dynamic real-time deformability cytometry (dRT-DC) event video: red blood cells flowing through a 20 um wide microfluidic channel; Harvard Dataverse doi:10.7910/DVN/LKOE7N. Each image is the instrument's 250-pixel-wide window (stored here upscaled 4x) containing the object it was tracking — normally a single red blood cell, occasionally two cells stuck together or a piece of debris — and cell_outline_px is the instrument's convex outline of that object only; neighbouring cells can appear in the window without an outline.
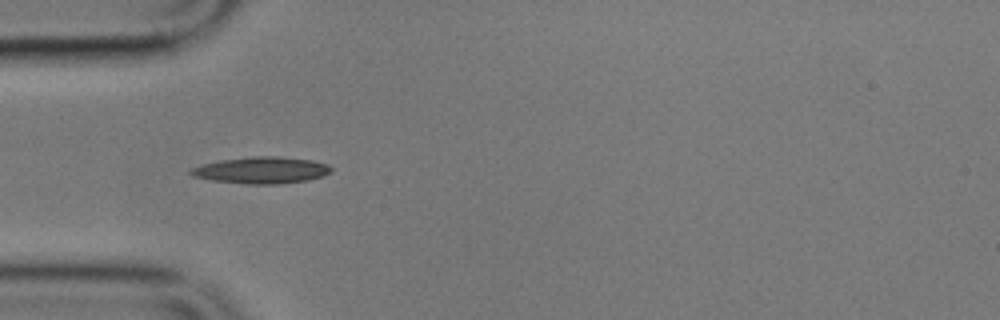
{"species": "common noctule bat (a hibernating species)", "species_latin": "Nyctalus noctula", "temperature_condition": "cold", "stored_images_in_passage": 3, "camera_frame_rate_fps": 3000, "um_per_image_px": 0.085, "animal": {"sex": "male", "body_mass_g": 17.9}, "frame": {"image": 1, "passage_image": 2, "time_ms": 1.333, "image_size_px": [1000, 320], "cell_outline_px": [[332, 172], [324, 176], [308, 180], [276, 184], [248, 184], [212, 180], [192, 176], [188, 172], [192, 168], [204, 164], [220, 160], [252, 156], [280, 156], [312, 160], [328, 164], [332, 168]], "centroid_in_image_um": [22.26, 14.46], "position_along_channel_um": 62.7, "area_um2": 21.85}}
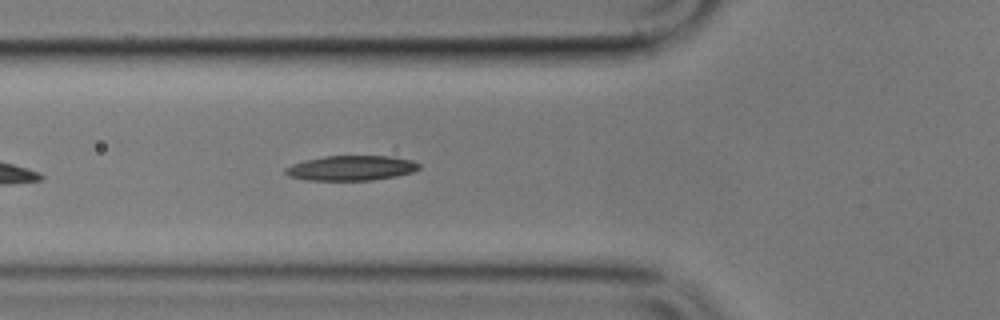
{"frame": {"image": 2, "passage_image": 3, "time_ms": 2.333, "image_size_px": [1000, 320], "cell_outline_px": [[420, 168], [412, 172], [396, 176], [372, 180], [308, 180], [288, 176], [284, 172], [284, 168], [292, 164], [304, 160], [324, 156], [388, 156], [412, 160], [420, 164]], "centroid_in_image_um": [29.83, 14.28], "position_along_channel_um": 96.0, "area_um2": 19.42}}